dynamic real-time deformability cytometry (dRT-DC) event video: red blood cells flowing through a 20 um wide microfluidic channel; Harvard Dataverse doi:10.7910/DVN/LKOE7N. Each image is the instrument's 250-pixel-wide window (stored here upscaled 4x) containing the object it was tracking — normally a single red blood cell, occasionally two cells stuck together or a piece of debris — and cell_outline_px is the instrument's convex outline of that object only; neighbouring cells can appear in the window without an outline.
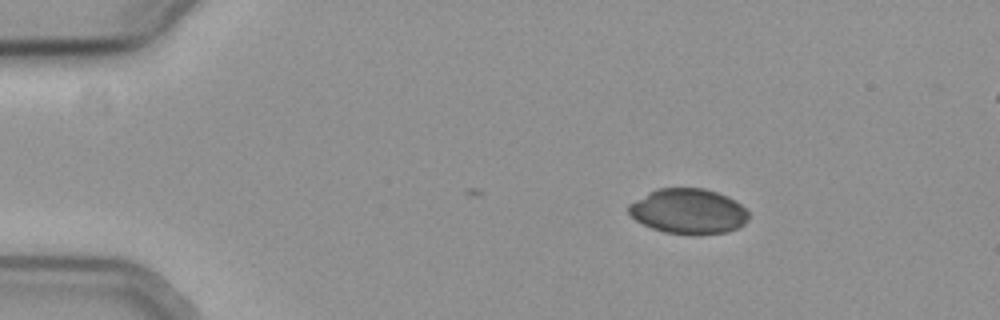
{"species": "common noctule bat (a hibernating species)", "species_latin": "Nyctalus noctula", "temperature_condition": "cold", "stored_images_in_passage": 39, "camera_frame_rate_fps": 3000, "um_per_image_px": 0.085, "animal": {"sex": "female", "body_mass_g": 19.3, "forearm_length_mm": 54.1}, "frame": {"image": 1, "passage_image": 1, "time_ms": 0.0, "image_size_px": [1000, 320], "cell_outline_px": [[748, 220], [744, 224], [728, 232], [664, 232], [652, 228], [636, 220], [628, 212], [628, 204], [648, 192], [660, 188], [704, 188], [728, 196], [736, 200], [748, 212]], "centroid_in_image_um": [58.5, 17.92], "position_along_channel_um": 26.5, "area_um2": 30.92}}
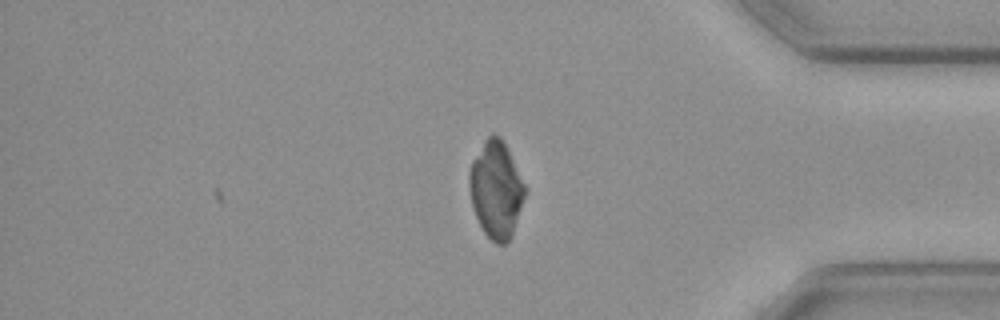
{"frame": {"image": 2, "passage_image": 39, "time_ms": 12.667, "image_size_px": [1000, 320], "cell_outline_px": [[528, 188], [512, 236], [504, 244], [496, 244], [484, 232], [472, 208], [468, 184], [468, 172], [472, 160], [484, 140], [492, 132], [500, 136]], "centroid_in_image_um": [42.16, 16.1], "position_along_channel_um": 393.0, "area_um2": 31.67}}